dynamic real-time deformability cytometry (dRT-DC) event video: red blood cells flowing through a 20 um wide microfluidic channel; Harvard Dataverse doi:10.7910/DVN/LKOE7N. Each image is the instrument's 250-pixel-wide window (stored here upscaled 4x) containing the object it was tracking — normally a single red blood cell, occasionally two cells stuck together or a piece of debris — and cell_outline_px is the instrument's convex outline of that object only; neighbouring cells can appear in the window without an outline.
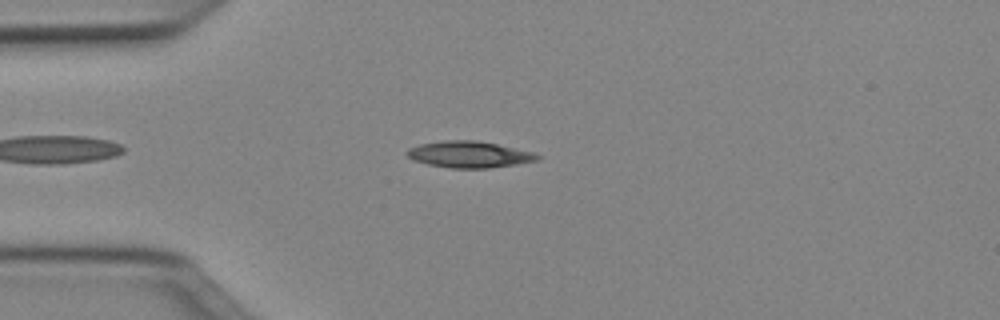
{"species": "Egyptian fruit bat (a non-hibernating species)", "species_latin": "Rousettus aegyptiacus", "temperature_condition": "cold", "stored_images_in_passage": 44, "camera_frame_rate_fps": 3000, "um_per_image_px": 0.085, "animal": {"sex": "female"}, "frame": {"image": 1, "passage_image": 7, "time_ms": 2.0, "image_size_px": [1000, 320], "cell_outline_px": [[540, 160], [516, 164], [488, 168], [452, 168], [428, 164], [412, 160], [404, 152], [408, 148], [420, 144], [444, 140], [476, 140], [496, 144], [532, 152], [540, 156]], "centroid_in_image_um": [39.84, 13.13], "position_along_channel_um": 45.2, "area_um2": 20.0}}
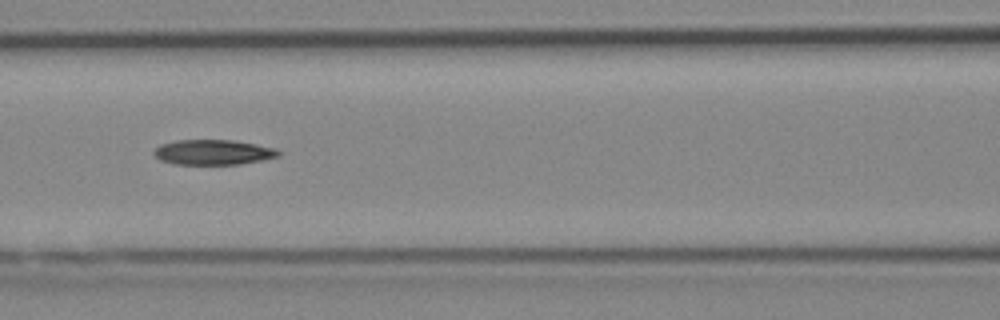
{"frame": {"image": 2, "passage_image": 16, "time_ms": 5.0, "image_size_px": [1000, 320], "cell_outline_px": [[280, 156], [264, 160], [240, 164], [172, 164], [160, 160], [152, 152], [160, 144], [176, 140], [232, 140], [256, 144], [276, 148], [280, 152]], "centroid_in_image_um": [18.13, 12.94], "position_along_channel_um": 148.5, "area_um2": 18.32}}
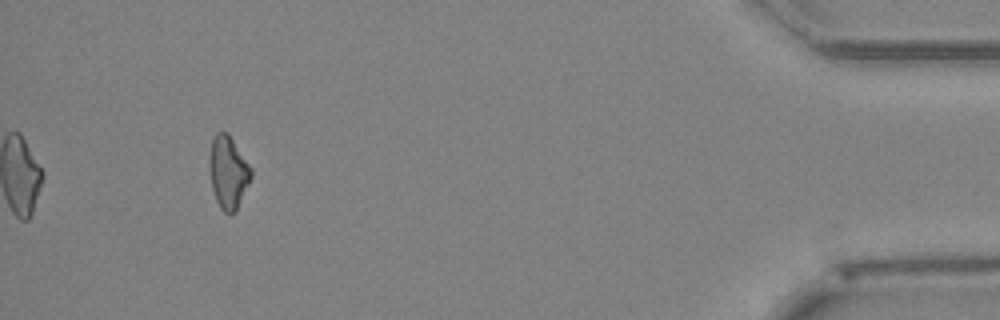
{"frame": {"image": 3, "passage_image": 41, "time_ms": 13.333, "image_size_px": [1000, 320], "cell_outline_px": [[252, 176], [236, 208], [232, 212], [224, 212], [220, 208], [216, 200], [212, 188], [208, 160], [212, 140], [216, 132], [228, 132], [252, 168]], "centroid_in_image_um": [19.38, 14.58], "position_along_channel_um": 415.8, "area_um2": 17.4}, "authors_computed_cell_mechanics": {"area_um2": 18.3804, "velocity_mm_per_s": 4.0238, "shape_relaxation_time_tau1_ms": 7.2302, "shape_relaxation_time_tau2_ms": null, "deformation_change_tau1": 0.1523, "deformation_change_tau2": null}}